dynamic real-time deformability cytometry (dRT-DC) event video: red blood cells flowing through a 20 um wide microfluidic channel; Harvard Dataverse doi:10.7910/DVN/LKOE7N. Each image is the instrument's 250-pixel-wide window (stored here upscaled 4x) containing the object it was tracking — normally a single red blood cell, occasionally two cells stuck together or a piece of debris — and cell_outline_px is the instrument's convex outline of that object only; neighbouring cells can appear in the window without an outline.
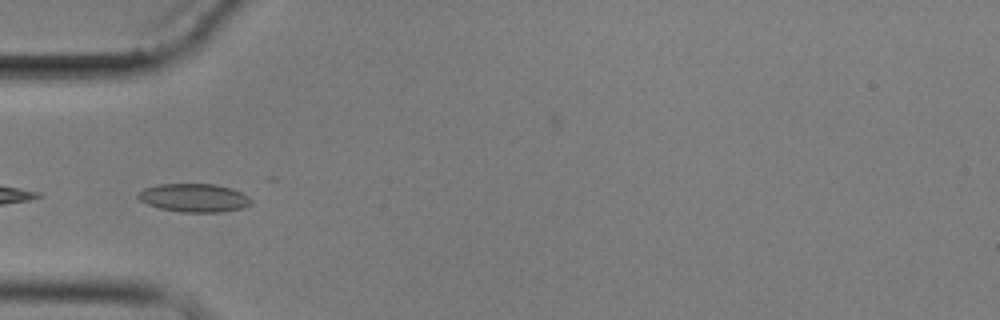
{"species": "common noctule bat (a hibernating species)", "species_latin": "Nyctalus noctula", "temperature_condition": "cold", "stored_images_in_passage": 7, "camera_frame_rate_fps": 3000, "um_per_image_px": 0.085, "animal": {"sex": "male", "body_mass_g": 17.9}, "frame": {"image": 1, "passage_image": 5, "time_ms": 6.667, "image_size_px": [1000, 320], "cell_outline_px": [[252, 204], [240, 208], [220, 212], [180, 212], [160, 208], [148, 204], [140, 200], [136, 196], [136, 192], [144, 188], [160, 184], [216, 184], [232, 188], [248, 196], [252, 200]], "centroid_in_image_um": [16.48, 16.81], "position_along_channel_um": 68.5, "area_um2": 18.73}}
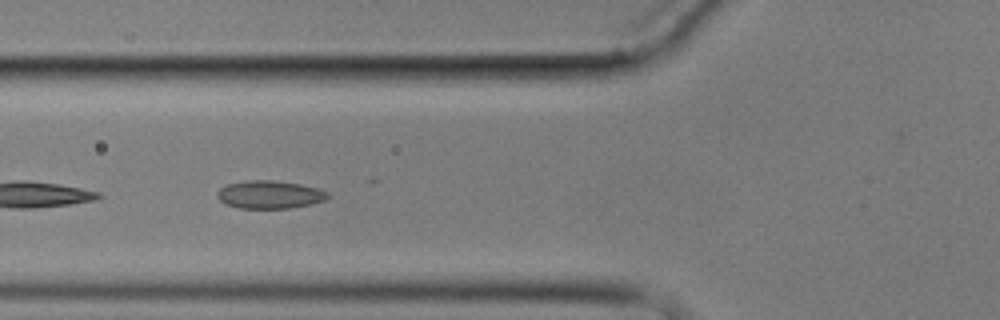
{"frame": {"image": 2, "passage_image": 6, "time_ms": 7.667, "image_size_px": [1000, 320], "cell_outline_px": [[332, 196], [324, 200], [312, 204], [288, 208], [240, 208], [224, 204], [216, 196], [216, 192], [220, 188], [228, 184], [248, 180], [272, 180], [300, 184], [320, 188], [328, 192]], "centroid_in_image_um": [22.94, 16.54], "position_along_channel_um": 102.9, "area_um2": 18.15}}